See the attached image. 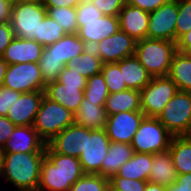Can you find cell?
<instances>
[{"instance_id": "obj_54", "label": "cell", "mask_w": 191, "mask_h": 191, "mask_svg": "<svg viewBox=\"0 0 191 191\" xmlns=\"http://www.w3.org/2000/svg\"><path fill=\"white\" fill-rule=\"evenodd\" d=\"M88 2H93V0H79V3H88Z\"/></svg>"}, {"instance_id": "obj_45", "label": "cell", "mask_w": 191, "mask_h": 191, "mask_svg": "<svg viewBox=\"0 0 191 191\" xmlns=\"http://www.w3.org/2000/svg\"><path fill=\"white\" fill-rule=\"evenodd\" d=\"M169 1L170 0H127V3L150 13Z\"/></svg>"}, {"instance_id": "obj_4", "label": "cell", "mask_w": 191, "mask_h": 191, "mask_svg": "<svg viewBox=\"0 0 191 191\" xmlns=\"http://www.w3.org/2000/svg\"><path fill=\"white\" fill-rule=\"evenodd\" d=\"M72 124H74V113L44 95L33 123L38 135L48 143Z\"/></svg>"}, {"instance_id": "obj_3", "label": "cell", "mask_w": 191, "mask_h": 191, "mask_svg": "<svg viewBox=\"0 0 191 191\" xmlns=\"http://www.w3.org/2000/svg\"><path fill=\"white\" fill-rule=\"evenodd\" d=\"M177 43L144 38L136 42L135 56L152 77L167 76Z\"/></svg>"}, {"instance_id": "obj_55", "label": "cell", "mask_w": 191, "mask_h": 191, "mask_svg": "<svg viewBox=\"0 0 191 191\" xmlns=\"http://www.w3.org/2000/svg\"><path fill=\"white\" fill-rule=\"evenodd\" d=\"M3 182H1V157H0V184H2ZM1 188V186H0ZM1 190V189H0Z\"/></svg>"}, {"instance_id": "obj_37", "label": "cell", "mask_w": 191, "mask_h": 191, "mask_svg": "<svg viewBox=\"0 0 191 191\" xmlns=\"http://www.w3.org/2000/svg\"><path fill=\"white\" fill-rule=\"evenodd\" d=\"M191 30V0H178L175 42Z\"/></svg>"}, {"instance_id": "obj_42", "label": "cell", "mask_w": 191, "mask_h": 191, "mask_svg": "<svg viewBox=\"0 0 191 191\" xmlns=\"http://www.w3.org/2000/svg\"><path fill=\"white\" fill-rule=\"evenodd\" d=\"M19 92L6 88L0 87V116H6L9 108L15 102L16 97H20Z\"/></svg>"}, {"instance_id": "obj_8", "label": "cell", "mask_w": 191, "mask_h": 191, "mask_svg": "<svg viewBox=\"0 0 191 191\" xmlns=\"http://www.w3.org/2000/svg\"><path fill=\"white\" fill-rule=\"evenodd\" d=\"M177 92V85L168 76L152 77L140 91L141 111L145 117L157 118Z\"/></svg>"}, {"instance_id": "obj_19", "label": "cell", "mask_w": 191, "mask_h": 191, "mask_svg": "<svg viewBox=\"0 0 191 191\" xmlns=\"http://www.w3.org/2000/svg\"><path fill=\"white\" fill-rule=\"evenodd\" d=\"M43 50L44 46L35 40L14 37L1 57L8 65L38 62Z\"/></svg>"}, {"instance_id": "obj_39", "label": "cell", "mask_w": 191, "mask_h": 191, "mask_svg": "<svg viewBox=\"0 0 191 191\" xmlns=\"http://www.w3.org/2000/svg\"><path fill=\"white\" fill-rule=\"evenodd\" d=\"M58 82L67 86H86L87 78L79 74L75 67L67 64L59 73Z\"/></svg>"}, {"instance_id": "obj_14", "label": "cell", "mask_w": 191, "mask_h": 191, "mask_svg": "<svg viewBox=\"0 0 191 191\" xmlns=\"http://www.w3.org/2000/svg\"><path fill=\"white\" fill-rule=\"evenodd\" d=\"M77 35L88 48H92L104 38L115 34L119 30L118 16H107L91 20H77Z\"/></svg>"}, {"instance_id": "obj_13", "label": "cell", "mask_w": 191, "mask_h": 191, "mask_svg": "<svg viewBox=\"0 0 191 191\" xmlns=\"http://www.w3.org/2000/svg\"><path fill=\"white\" fill-rule=\"evenodd\" d=\"M144 117L142 111H122L108 115L105 131L110 141L131 144Z\"/></svg>"}, {"instance_id": "obj_9", "label": "cell", "mask_w": 191, "mask_h": 191, "mask_svg": "<svg viewBox=\"0 0 191 191\" xmlns=\"http://www.w3.org/2000/svg\"><path fill=\"white\" fill-rule=\"evenodd\" d=\"M3 86L19 93L44 90L45 85L38 62L8 65Z\"/></svg>"}, {"instance_id": "obj_38", "label": "cell", "mask_w": 191, "mask_h": 191, "mask_svg": "<svg viewBox=\"0 0 191 191\" xmlns=\"http://www.w3.org/2000/svg\"><path fill=\"white\" fill-rule=\"evenodd\" d=\"M147 181L134 180L123 177L109 178L111 191H144Z\"/></svg>"}, {"instance_id": "obj_35", "label": "cell", "mask_w": 191, "mask_h": 191, "mask_svg": "<svg viewBox=\"0 0 191 191\" xmlns=\"http://www.w3.org/2000/svg\"><path fill=\"white\" fill-rule=\"evenodd\" d=\"M109 179L99 174H84L68 191H107Z\"/></svg>"}, {"instance_id": "obj_32", "label": "cell", "mask_w": 191, "mask_h": 191, "mask_svg": "<svg viewBox=\"0 0 191 191\" xmlns=\"http://www.w3.org/2000/svg\"><path fill=\"white\" fill-rule=\"evenodd\" d=\"M109 91L102 73L93 75L87 79L84 90V98L97 105H105Z\"/></svg>"}, {"instance_id": "obj_41", "label": "cell", "mask_w": 191, "mask_h": 191, "mask_svg": "<svg viewBox=\"0 0 191 191\" xmlns=\"http://www.w3.org/2000/svg\"><path fill=\"white\" fill-rule=\"evenodd\" d=\"M104 14L92 3H79L76 6L77 20H91L103 17Z\"/></svg>"}, {"instance_id": "obj_24", "label": "cell", "mask_w": 191, "mask_h": 191, "mask_svg": "<svg viewBox=\"0 0 191 191\" xmlns=\"http://www.w3.org/2000/svg\"><path fill=\"white\" fill-rule=\"evenodd\" d=\"M105 105H97L83 98L78 111L74 114V124L88 129H105L107 122Z\"/></svg>"}, {"instance_id": "obj_29", "label": "cell", "mask_w": 191, "mask_h": 191, "mask_svg": "<svg viewBox=\"0 0 191 191\" xmlns=\"http://www.w3.org/2000/svg\"><path fill=\"white\" fill-rule=\"evenodd\" d=\"M169 151L178 175L191 173V135L173 136Z\"/></svg>"}, {"instance_id": "obj_51", "label": "cell", "mask_w": 191, "mask_h": 191, "mask_svg": "<svg viewBox=\"0 0 191 191\" xmlns=\"http://www.w3.org/2000/svg\"><path fill=\"white\" fill-rule=\"evenodd\" d=\"M144 191H166V187L160 184L147 182Z\"/></svg>"}, {"instance_id": "obj_48", "label": "cell", "mask_w": 191, "mask_h": 191, "mask_svg": "<svg viewBox=\"0 0 191 191\" xmlns=\"http://www.w3.org/2000/svg\"><path fill=\"white\" fill-rule=\"evenodd\" d=\"M177 51L182 53H191V30L185 33L177 41Z\"/></svg>"}, {"instance_id": "obj_31", "label": "cell", "mask_w": 191, "mask_h": 191, "mask_svg": "<svg viewBox=\"0 0 191 191\" xmlns=\"http://www.w3.org/2000/svg\"><path fill=\"white\" fill-rule=\"evenodd\" d=\"M46 12L63 28L66 34L77 33L76 7H54L46 9Z\"/></svg>"}, {"instance_id": "obj_40", "label": "cell", "mask_w": 191, "mask_h": 191, "mask_svg": "<svg viewBox=\"0 0 191 191\" xmlns=\"http://www.w3.org/2000/svg\"><path fill=\"white\" fill-rule=\"evenodd\" d=\"M101 13L107 16H118L127 0H93L92 2Z\"/></svg>"}, {"instance_id": "obj_30", "label": "cell", "mask_w": 191, "mask_h": 191, "mask_svg": "<svg viewBox=\"0 0 191 191\" xmlns=\"http://www.w3.org/2000/svg\"><path fill=\"white\" fill-rule=\"evenodd\" d=\"M69 65L75 67L79 74L88 79L101 73L103 62L92 48H87L79 57L72 60Z\"/></svg>"}, {"instance_id": "obj_28", "label": "cell", "mask_w": 191, "mask_h": 191, "mask_svg": "<svg viewBox=\"0 0 191 191\" xmlns=\"http://www.w3.org/2000/svg\"><path fill=\"white\" fill-rule=\"evenodd\" d=\"M180 91L191 92V54L177 51L167 75Z\"/></svg>"}, {"instance_id": "obj_46", "label": "cell", "mask_w": 191, "mask_h": 191, "mask_svg": "<svg viewBox=\"0 0 191 191\" xmlns=\"http://www.w3.org/2000/svg\"><path fill=\"white\" fill-rule=\"evenodd\" d=\"M13 0H0V23L10 22Z\"/></svg>"}, {"instance_id": "obj_50", "label": "cell", "mask_w": 191, "mask_h": 191, "mask_svg": "<svg viewBox=\"0 0 191 191\" xmlns=\"http://www.w3.org/2000/svg\"><path fill=\"white\" fill-rule=\"evenodd\" d=\"M7 67H8V63L2 57H0V87L3 86V81H4Z\"/></svg>"}, {"instance_id": "obj_22", "label": "cell", "mask_w": 191, "mask_h": 191, "mask_svg": "<svg viewBox=\"0 0 191 191\" xmlns=\"http://www.w3.org/2000/svg\"><path fill=\"white\" fill-rule=\"evenodd\" d=\"M45 48L49 51V56L56 57L66 66L76 57H79L88 47L75 33L66 34L57 42Z\"/></svg>"}, {"instance_id": "obj_25", "label": "cell", "mask_w": 191, "mask_h": 191, "mask_svg": "<svg viewBox=\"0 0 191 191\" xmlns=\"http://www.w3.org/2000/svg\"><path fill=\"white\" fill-rule=\"evenodd\" d=\"M134 153L131 144L110 141L108 153L101 165V175L108 179L116 175L120 167L132 158Z\"/></svg>"}, {"instance_id": "obj_33", "label": "cell", "mask_w": 191, "mask_h": 191, "mask_svg": "<svg viewBox=\"0 0 191 191\" xmlns=\"http://www.w3.org/2000/svg\"><path fill=\"white\" fill-rule=\"evenodd\" d=\"M38 65L42 74L44 85L58 81V75L65 65L56 57L49 56V51L44 47Z\"/></svg>"}, {"instance_id": "obj_26", "label": "cell", "mask_w": 191, "mask_h": 191, "mask_svg": "<svg viewBox=\"0 0 191 191\" xmlns=\"http://www.w3.org/2000/svg\"><path fill=\"white\" fill-rule=\"evenodd\" d=\"M105 111L107 115L122 111H141L140 91L127 89L109 94L105 103Z\"/></svg>"}, {"instance_id": "obj_20", "label": "cell", "mask_w": 191, "mask_h": 191, "mask_svg": "<svg viewBox=\"0 0 191 191\" xmlns=\"http://www.w3.org/2000/svg\"><path fill=\"white\" fill-rule=\"evenodd\" d=\"M85 87L86 86H67L55 81L45 86L44 94L50 100L59 103L75 114L84 98Z\"/></svg>"}, {"instance_id": "obj_1", "label": "cell", "mask_w": 191, "mask_h": 191, "mask_svg": "<svg viewBox=\"0 0 191 191\" xmlns=\"http://www.w3.org/2000/svg\"><path fill=\"white\" fill-rule=\"evenodd\" d=\"M0 157L1 181L9 184V191H37L45 153H0Z\"/></svg>"}, {"instance_id": "obj_44", "label": "cell", "mask_w": 191, "mask_h": 191, "mask_svg": "<svg viewBox=\"0 0 191 191\" xmlns=\"http://www.w3.org/2000/svg\"><path fill=\"white\" fill-rule=\"evenodd\" d=\"M15 127L16 126L6 116H0V151L9 140Z\"/></svg>"}, {"instance_id": "obj_2", "label": "cell", "mask_w": 191, "mask_h": 191, "mask_svg": "<svg viewBox=\"0 0 191 191\" xmlns=\"http://www.w3.org/2000/svg\"><path fill=\"white\" fill-rule=\"evenodd\" d=\"M84 174L77 157L55 153L46 144L37 191H68Z\"/></svg>"}, {"instance_id": "obj_11", "label": "cell", "mask_w": 191, "mask_h": 191, "mask_svg": "<svg viewBox=\"0 0 191 191\" xmlns=\"http://www.w3.org/2000/svg\"><path fill=\"white\" fill-rule=\"evenodd\" d=\"M178 0H170L149 13L147 38L175 42Z\"/></svg>"}, {"instance_id": "obj_16", "label": "cell", "mask_w": 191, "mask_h": 191, "mask_svg": "<svg viewBox=\"0 0 191 191\" xmlns=\"http://www.w3.org/2000/svg\"><path fill=\"white\" fill-rule=\"evenodd\" d=\"M46 142L33 125L16 126L0 153H45Z\"/></svg>"}, {"instance_id": "obj_53", "label": "cell", "mask_w": 191, "mask_h": 191, "mask_svg": "<svg viewBox=\"0 0 191 191\" xmlns=\"http://www.w3.org/2000/svg\"><path fill=\"white\" fill-rule=\"evenodd\" d=\"M166 191H186V190L179 189V186L173 183L170 187L166 188Z\"/></svg>"}, {"instance_id": "obj_49", "label": "cell", "mask_w": 191, "mask_h": 191, "mask_svg": "<svg viewBox=\"0 0 191 191\" xmlns=\"http://www.w3.org/2000/svg\"><path fill=\"white\" fill-rule=\"evenodd\" d=\"M174 183L179 186V189L191 191V173L179 174Z\"/></svg>"}, {"instance_id": "obj_36", "label": "cell", "mask_w": 191, "mask_h": 191, "mask_svg": "<svg viewBox=\"0 0 191 191\" xmlns=\"http://www.w3.org/2000/svg\"><path fill=\"white\" fill-rule=\"evenodd\" d=\"M101 73L104 76L109 94L127 90L119 62L103 64Z\"/></svg>"}, {"instance_id": "obj_15", "label": "cell", "mask_w": 191, "mask_h": 191, "mask_svg": "<svg viewBox=\"0 0 191 191\" xmlns=\"http://www.w3.org/2000/svg\"><path fill=\"white\" fill-rule=\"evenodd\" d=\"M44 95V90L21 93L9 108L6 117L15 126L33 125Z\"/></svg>"}, {"instance_id": "obj_52", "label": "cell", "mask_w": 191, "mask_h": 191, "mask_svg": "<svg viewBox=\"0 0 191 191\" xmlns=\"http://www.w3.org/2000/svg\"><path fill=\"white\" fill-rule=\"evenodd\" d=\"M13 2H17V3H38V4H43L44 0H13Z\"/></svg>"}, {"instance_id": "obj_10", "label": "cell", "mask_w": 191, "mask_h": 191, "mask_svg": "<svg viewBox=\"0 0 191 191\" xmlns=\"http://www.w3.org/2000/svg\"><path fill=\"white\" fill-rule=\"evenodd\" d=\"M110 139L105 129L86 128L85 149L78 157L85 174L101 175V165L108 153Z\"/></svg>"}, {"instance_id": "obj_17", "label": "cell", "mask_w": 191, "mask_h": 191, "mask_svg": "<svg viewBox=\"0 0 191 191\" xmlns=\"http://www.w3.org/2000/svg\"><path fill=\"white\" fill-rule=\"evenodd\" d=\"M46 144L55 153L78 158L85 149L86 127L77 124L69 125Z\"/></svg>"}, {"instance_id": "obj_47", "label": "cell", "mask_w": 191, "mask_h": 191, "mask_svg": "<svg viewBox=\"0 0 191 191\" xmlns=\"http://www.w3.org/2000/svg\"><path fill=\"white\" fill-rule=\"evenodd\" d=\"M79 0H44L43 5L46 9L54 7H76Z\"/></svg>"}, {"instance_id": "obj_12", "label": "cell", "mask_w": 191, "mask_h": 191, "mask_svg": "<svg viewBox=\"0 0 191 191\" xmlns=\"http://www.w3.org/2000/svg\"><path fill=\"white\" fill-rule=\"evenodd\" d=\"M136 42L133 37L119 29L115 34L101 40L92 49L101 58L103 64L117 63L135 55Z\"/></svg>"}, {"instance_id": "obj_34", "label": "cell", "mask_w": 191, "mask_h": 191, "mask_svg": "<svg viewBox=\"0 0 191 191\" xmlns=\"http://www.w3.org/2000/svg\"><path fill=\"white\" fill-rule=\"evenodd\" d=\"M66 33L63 28L52 18L46 15L40 23L39 37L35 41L44 47L49 46L61 39Z\"/></svg>"}, {"instance_id": "obj_18", "label": "cell", "mask_w": 191, "mask_h": 191, "mask_svg": "<svg viewBox=\"0 0 191 191\" xmlns=\"http://www.w3.org/2000/svg\"><path fill=\"white\" fill-rule=\"evenodd\" d=\"M119 29L136 41L147 38L149 12L126 3L118 14Z\"/></svg>"}, {"instance_id": "obj_5", "label": "cell", "mask_w": 191, "mask_h": 191, "mask_svg": "<svg viewBox=\"0 0 191 191\" xmlns=\"http://www.w3.org/2000/svg\"><path fill=\"white\" fill-rule=\"evenodd\" d=\"M157 118L173 136H190L191 92L178 90Z\"/></svg>"}, {"instance_id": "obj_6", "label": "cell", "mask_w": 191, "mask_h": 191, "mask_svg": "<svg viewBox=\"0 0 191 191\" xmlns=\"http://www.w3.org/2000/svg\"><path fill=\"white\" fill-rule=\"evenodd\" d=\"M173 135L158 118L144 117L131 146L136 153L156 154L169 149Z\"/></svg>"}, {"instance_id": "obj_23", "label": "cell", "mask_w": 191, "mask_h": 191, "mask_svg": "<svg viewBox=\"0 0 191 191\" xmlns=\"http://www.w3.org/2000/svg\"><path fill=\"white\" fill-rule=\"evenodd\" d=\"M119 68L127 89L141 91L152 79L135 55L120 60Z\"/></svg>"}, {"instance_id": "obj_27", "label": "cell", "mask_w": 191, "mask_h": 191, "mask_svg": "<svg viewBox=\"0 0 191 191\" xmlns=\"http://www.w3.org/2000/svg\"><path fill=\"white\" fill-rule=\"evenodd\" d=\"M152 167V154L134 153L133 157L125 162L118 173L112 177H123L134 180L147 181Z\"/></svg>"}, {"instance_id": "obj_7", "label": "cell", "mask_w": 191, "mask_h": 191, "mask_svg": "<svg viewBox=\"0 0 191 191\" xmlns=\"http://www.w3.org/2000/svg\"><path fill=\"white\" fill-rule=\"evenodd\" d=\"M47 15L43 4L13 2L10 24L17 38L39 37L40 23Z\"/></svg>"}, {"instance_id": "obj_21", "label": "cell", "mask_w": 191, "mask_h": 191, "mask_svg": "<svg viewBox=\"0 0 191 191\" xmlns=\"http://www.w3.org/2000/svg\"><path fill=\"white\" fill-rule=\"evenodd\" d=\"M178 177L169 149L152 155L148 182L170 187Z\"/></svg>"}, {"instance_id": "obj_43", "label": "cell", "mask_w": 191, "mask_h": 191, "mask_svg": "<svg viewBox=\"0 0 191 191\" xmlns=\"http://www.w3.org/2000/svg\"><path fill=\"white\" fill-rule=\"evenodd\" d=\"M14 37L15 35L10 22L0 23V57L4 54L6 47Z\"/></svg>"}]
</instances>
